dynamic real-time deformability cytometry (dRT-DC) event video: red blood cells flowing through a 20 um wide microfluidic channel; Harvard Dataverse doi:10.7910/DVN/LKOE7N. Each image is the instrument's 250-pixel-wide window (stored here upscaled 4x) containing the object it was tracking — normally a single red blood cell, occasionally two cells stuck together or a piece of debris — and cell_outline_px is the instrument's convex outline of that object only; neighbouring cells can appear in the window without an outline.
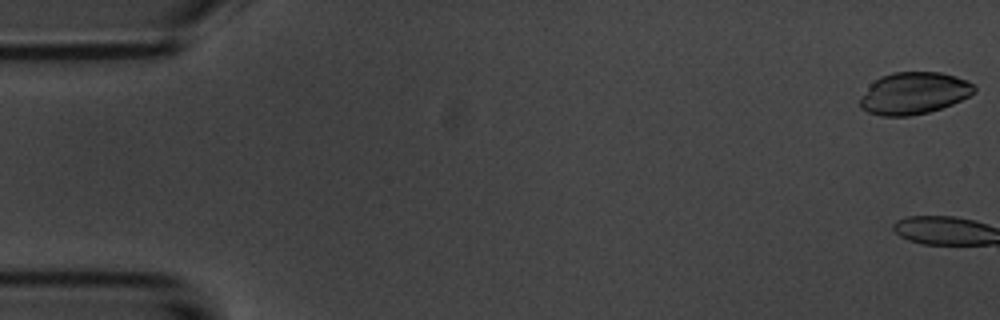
{"species": "common noctule bat (a hibernating species)", "species_latin": "Nyctalus noctula", "temperature_condition": "room temperature", "stored_images_in_passage": 6, "camera_frame_rate_fps": 3000, "um_per_image_px": 0.085, "animal": {"sex": "male", "body_mass_g": 20.1, "forearm_length_mm": 53.5}, "frame": {"image": 1, "passage_image": 1, "time_ms": 0.0, "image_size_px": [1000, 320], "cell_outline_px": [[976, 92], [952, 104], [928, 112], [908, 116], [880, 116], [868, 112], [860, 108], [860, 96], [868, 84], [880, 76], [892, 72], [940, 72], [956, 76], [968, 80], [976, 88]], "centroid_in_image_um": [77.64, 7.91], "position_along_channel_um": 7.4, "area_um2": 28.21}}
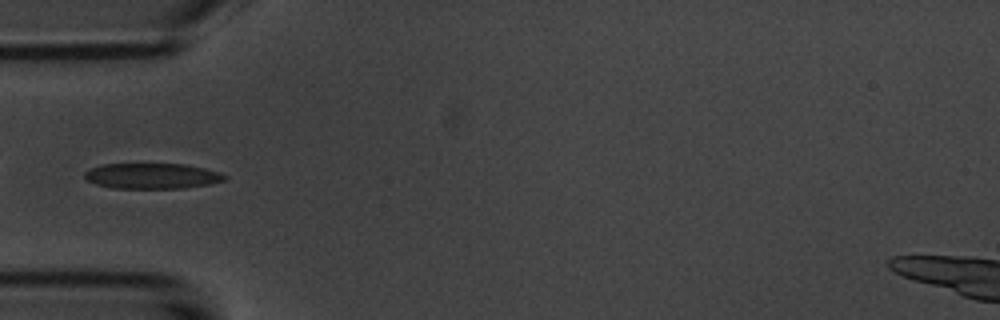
{"frame": {"image": 2, "passage_image": 6, "time_ms": 6.0, "image_size_px": [1000, 320], "cell_outline_px": [[228, 176], [224, 180], [208, 184], [184, 188], [112, 188], [96, 184], [84, 180], [84, 172], [100, 164], [184, 164], [204, 168], [220, 172]], "centroid_in_image_um": [12.89, 14.95], "position_along_channel_um": 72.1, "area_um2": 20.87}}